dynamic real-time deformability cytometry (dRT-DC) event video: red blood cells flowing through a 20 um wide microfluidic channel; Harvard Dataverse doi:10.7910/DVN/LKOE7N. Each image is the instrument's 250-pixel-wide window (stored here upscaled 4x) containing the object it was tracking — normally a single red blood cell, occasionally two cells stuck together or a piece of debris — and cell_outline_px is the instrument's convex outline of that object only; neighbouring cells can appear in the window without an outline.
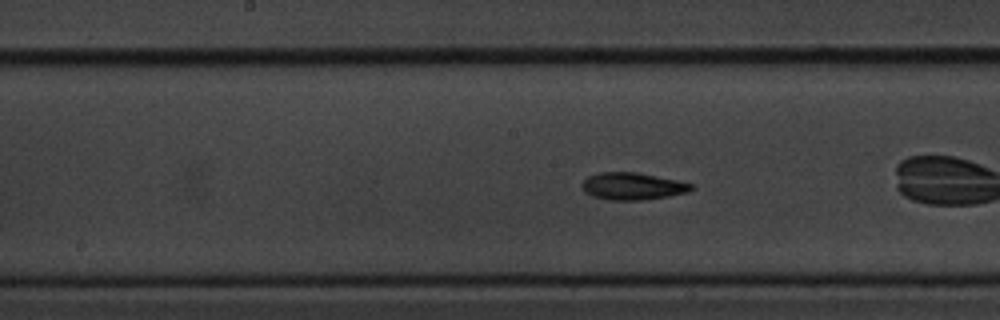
{"species": "common noctule bat (a hibernating species)", "species_latin": "Nyctalus noctula", "temperature_condition": "cold", "stored_images_in_passage": 47, "camera_frame_rate_fps": 3000, "um_per_image_px": 0.085, "animal": {"sex": "male", "body_mass_g": 20.1, "forearm_length_mm": 53.5}, "frame": {"image": 1, "passage_image": 18, "time_ms": 5.667, "image_size_px": [1000, 320], "cell_outline_px": [[692, 188], [688, 192], [668, 196], [640, 200], [608, 200], [592, 196], [584, 192], [580, 188], [580, 184], [588, 176], [600, 172], [636, 172], [676, 180], [692, 184]], "centroid_in_image_um": [53.69, 15.83], "position_along_channel_um": 194.5, "area_um2": 17.28}}
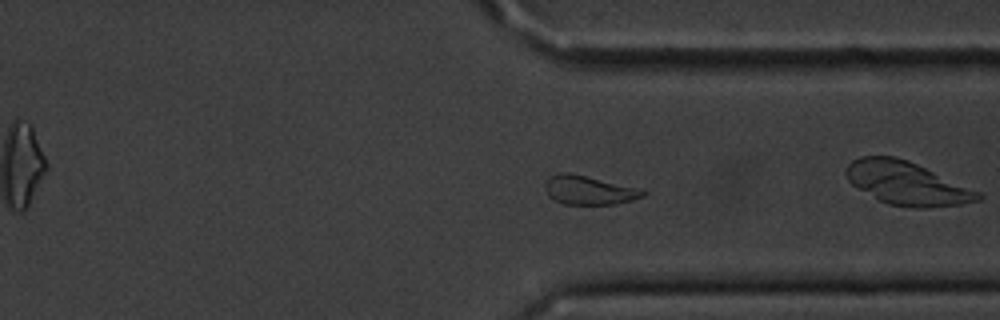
{"frame": {"image": 2, "passage_image": 32, "time_ms": 10.333, "image_size_px": [1000, 320], "cell_outline_px": [[648, 192], [644, 196], [616, 204], [564, 204], [548, 196], [544, 188], [544, 180], [548, 176], [556, 172], [568, 172], [644, 188]], "centroid_in_image_um": [50.06, 16.14], "position_along_channel_um": 361.3, "area_um2": 16.94}}
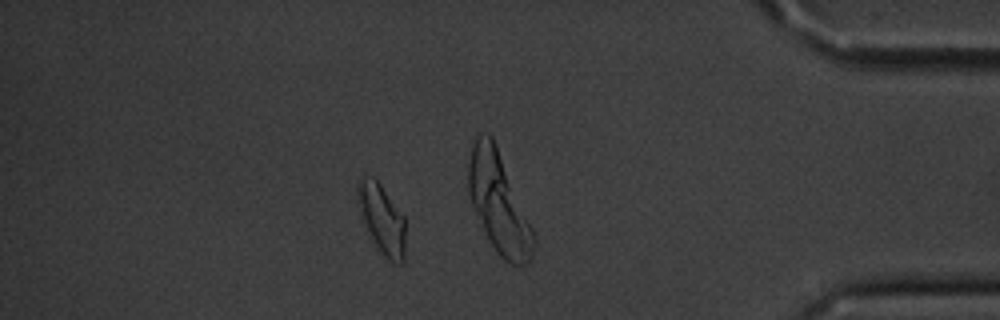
{"frame": {"image": 3, "passage_image": 39, "time_ms": 12.667, "image_size_px": [1000, 320], "cell_outline_px": [[404, 260], [400, 264], [392, 264], [372, 244], [368, 236], [360, 216], [356, 196], [356, 184], [360, 176], [372, 176], [380, 184], [404, 216]], "centroid_in_image_um": [32.4, 18.63], "position_along_channel_um": 402.8, "area_um2": 19.94}, "authors_computed_cell_mechanics": {"area_um2": 17.3978, "velocity_mm_per_s": 3.5845, "shape_relaxation_time_tau1_ms": 4.8971, "shape_relaxation_time_tau2_ms": 6.3914, "deformation_change_tau1": 0.1392, "deformation_change_tau2": 0.1146}}